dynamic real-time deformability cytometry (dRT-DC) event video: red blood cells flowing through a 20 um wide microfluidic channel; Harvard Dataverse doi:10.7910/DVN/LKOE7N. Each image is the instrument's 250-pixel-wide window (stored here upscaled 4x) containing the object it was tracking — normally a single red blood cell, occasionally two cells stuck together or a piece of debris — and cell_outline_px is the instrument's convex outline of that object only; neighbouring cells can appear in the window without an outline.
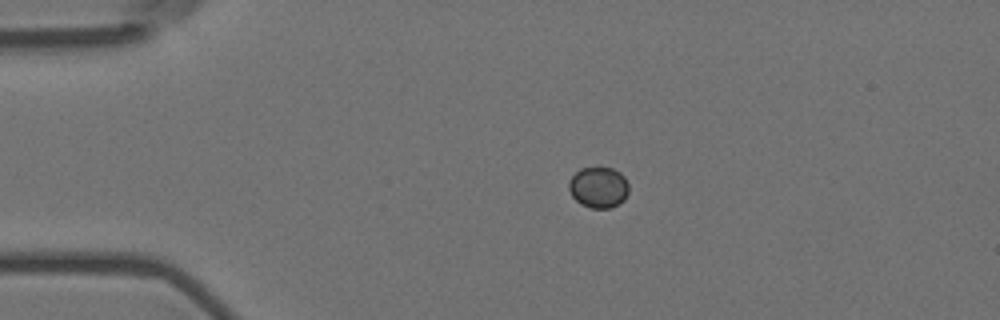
{"species": "Egyptian fruit bat (a non-hibernating species)", "species_latin": "Rousettus aegyptiacus", "temperature_condition": "room temperature", "stored_images_in_passage": 2, "camera_frame_rate_fps": 3000, "um_per_image_px": 0.085, "animal": {"sex": "female"}, "frame": {"image": 1, "passage_image": 1, "time_ms": 0.0, "image_size_px": [1000, 320], "cell_outline_px": [[628, 192], [624, 200], [612, 208], [592, 208], [580, 204], [572, 196], [568, 188], [568, 180], [580, 168], [596, 164], [612, 168], [620, 172], [624, 176], [628, 184]], "centroid_in_image_um": [50.86, 15.87], "position_along_channel_um": 34.1, "area_um2": 14.85}}